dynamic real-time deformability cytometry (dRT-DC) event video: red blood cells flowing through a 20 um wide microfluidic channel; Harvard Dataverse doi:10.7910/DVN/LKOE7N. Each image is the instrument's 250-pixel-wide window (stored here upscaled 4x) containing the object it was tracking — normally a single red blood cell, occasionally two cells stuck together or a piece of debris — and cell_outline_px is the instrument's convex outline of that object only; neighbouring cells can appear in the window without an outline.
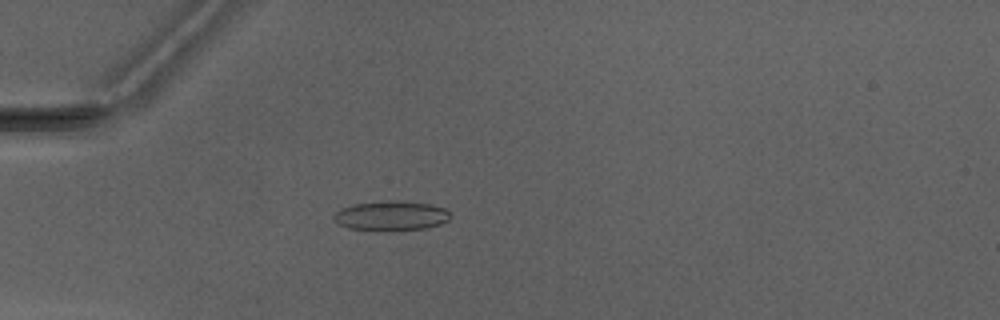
{"species": "Egyptian fruit bat (a non-hibernating species)", "species_latin": "Rousettus aegyptiacus", "temperature_condition": "warm", "stored_images_in_passage": 3, "camera_frame_rate_fps": 3000, "um_per_image_px": 0.085, "animal": {"sex": "male"}, "frame": {"image": 1, "passage_image": 3, "time_ms": 4.0, "image_size_px": [1000, 320], "cell_outline_px": [[452, 216], [448, 220], [440, 224], [424, 228], [384, 232], [380, 232], [348, 228], [340, 224], [332, 216], [336, 212], [344, 208], [356, 204], [432, 204], [444, 208]], "centroid_in_image_um": [33.26, 18.43], "position_along_channel_um": 51.7, "area_um2": 19.07}}